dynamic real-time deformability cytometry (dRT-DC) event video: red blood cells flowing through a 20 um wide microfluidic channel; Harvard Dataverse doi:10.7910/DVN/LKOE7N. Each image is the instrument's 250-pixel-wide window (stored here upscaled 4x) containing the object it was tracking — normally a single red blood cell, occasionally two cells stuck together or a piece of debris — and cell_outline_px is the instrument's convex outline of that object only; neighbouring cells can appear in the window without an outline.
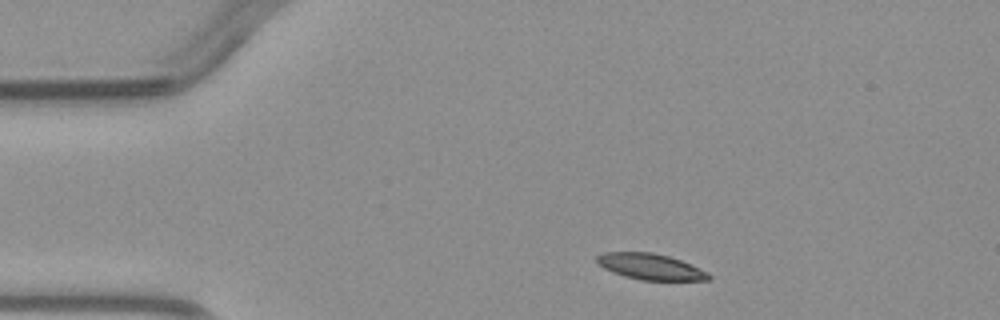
{"species": "common noctule bat (a hibernating species)", "species_latin": "Nyctalus noctula", "temperature_condition": "warm", "stored_images_in_passage": 2, "camera_frame_rate_fps": 3000, "um_per_image_px": 0.085, "animal": {"sex": "male", "body_mass_g": 23.1, "forearm_length_mm": 52.7}, "frame": {"image": 1, "passage_image": 1, "time_ms": 0.0, "image_size_px": [1000, 320], "cell_outline_px": [[712, 276], [708, 280], [640, 280], [624, 276], [612, 272], [604, 268], [596, 260], [596, 256], [600, 252], [652, 252], [668, 256], [692, 264], [708, 272]], "centroid_in_image_um": [55.28, 22.66], "position_along_channel_um": 29.7, "area_um2": 16.99}}